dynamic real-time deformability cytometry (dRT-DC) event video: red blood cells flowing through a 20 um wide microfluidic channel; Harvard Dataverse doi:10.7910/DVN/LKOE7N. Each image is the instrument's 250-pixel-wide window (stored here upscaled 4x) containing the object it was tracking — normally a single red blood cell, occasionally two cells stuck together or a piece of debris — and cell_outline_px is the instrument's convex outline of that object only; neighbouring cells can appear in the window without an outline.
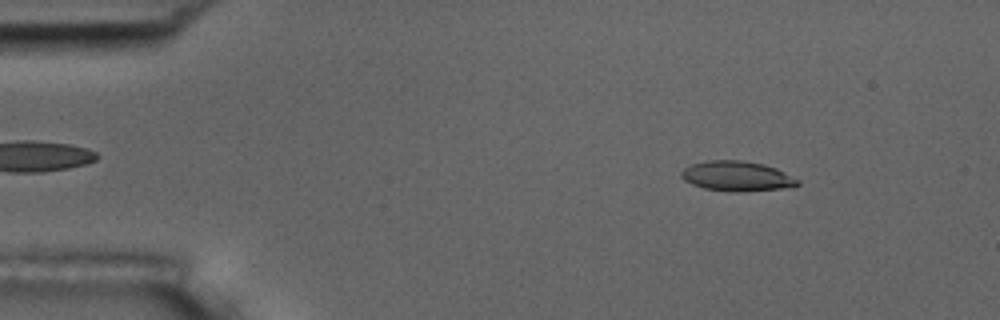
{"species": "common noctule bat (a hibernating species)", "species_latin": "Nyctalus noctula", "temperature_condition": "room temperature", "stored_images_in_passage": 4, "camera_frame_rate_fps": 3000, "um_per_image_px": 0.085, "animal": {"sex": "male", "body_mass_g": 17.5, "forearm_length_mm": 52.3}, "frame": {"image": 1, "passage_image": 1, "time_ms": 0.0, "image_size_px": [1000, 320], "cell_outline_px": [[800, 184], [792, 188], [736, 192], [704, 188], [692, 184], [684, 180], [680, 176], [680, 172], [684, 168], [692, 164], [708, 160], [740, 160], [764, 164], [776, 168], [800, 180]], "centroid_in_image_um": [62.67, 14.98], "position_along_channel_um": 22.3, "area_um2": 20.46}}
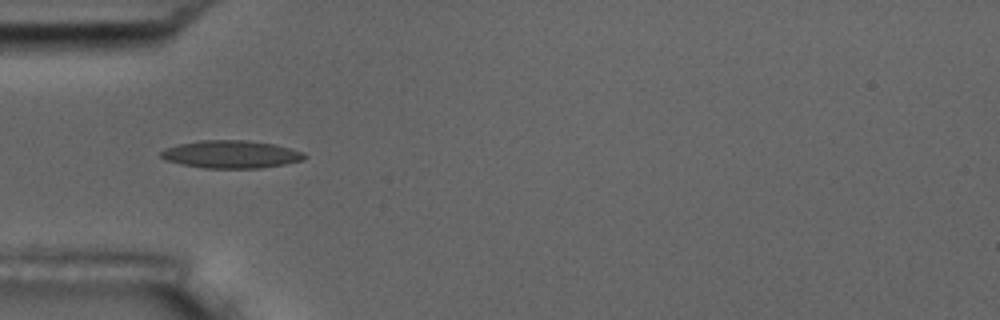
{"frame": {"image": 2, "passage_image": 4, "time_ms": 3.333, "image_size_px": [1000, 320], "cell_outline_px": [[308, 156], [304, 160], [284, 164], [260, 168], [204, 168], [164, 160], [160, 156], [160, 152], [164, 148], [176, 144], [200, 140], [248, 140], [276, 144], [304, 152]], "centroid_in_image_um": [19.65, 13.1], "position_along_channel_um": 65.4, "area_um2": 23.41}}